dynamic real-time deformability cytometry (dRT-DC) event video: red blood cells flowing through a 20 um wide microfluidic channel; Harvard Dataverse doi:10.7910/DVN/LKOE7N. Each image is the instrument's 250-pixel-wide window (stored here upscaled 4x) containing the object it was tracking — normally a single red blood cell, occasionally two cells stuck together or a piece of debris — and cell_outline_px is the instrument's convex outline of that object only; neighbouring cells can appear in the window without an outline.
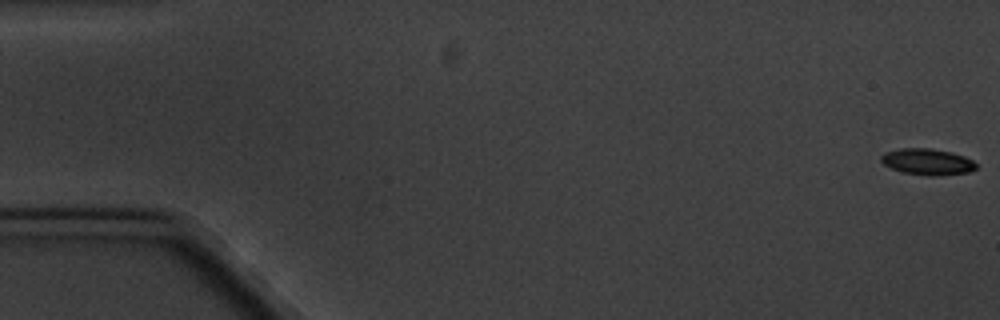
{"species": "common noctule bat (a hibernating species)", "species_latin": "Nyctalus noctula", "temperature_condition": "cold", "stored_images_in_passage": 5, "camera_frame_rate_fps": 3000, "um_per_image_px": 0.085, "animal": {"sex": "male", "body_mass_g": 20.1, "forearm_length_mm": 53.5}, "frame": {"image": 1, "passage_image": 1, "time_ms": 0.0, "image_size_px": [1000, 320], "cell_outline_px": [[976, 168], [968, 172], [936, 176], [928, 176], [904, 172], [892, 168], [884, 164], [880, 160], [880, 156], [884, 152], [900, 148], [932, 148], [952, 152], [964, 156], [972, 160], [976, 164]], "centroid_in_image_um": [78.81, 13.74], "position_along_channel_um": 6.2, "area_um2": 14.57}}
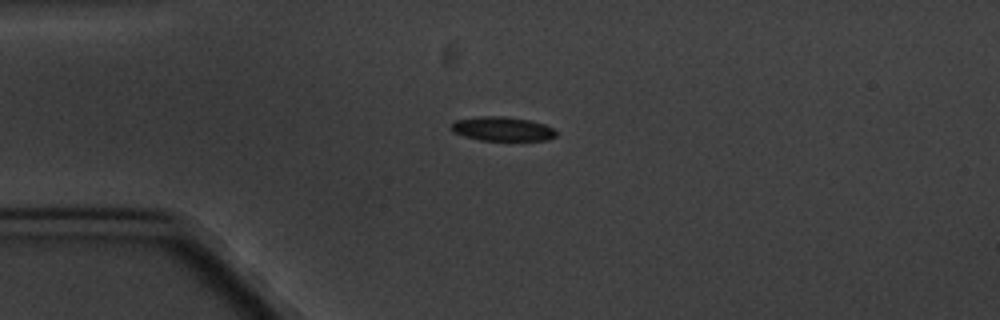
{"frame": {"image": 2, "passage_image": 5, "time_ms": 4.667, "image_size_px": [1000, 320], "cell_outline_px": [[556, 136], [544, 140], [480, 140], [464, 136], [452, 132], [448, 128], [456, 120], [480, 116], [504, 116], [528, 120], [544, 124], [552, 128], [556, 132]], "centroid_in_image_um": [42.64, 10.95], "position_along_channel_um": 42.4, "area_um2": 14.68}}